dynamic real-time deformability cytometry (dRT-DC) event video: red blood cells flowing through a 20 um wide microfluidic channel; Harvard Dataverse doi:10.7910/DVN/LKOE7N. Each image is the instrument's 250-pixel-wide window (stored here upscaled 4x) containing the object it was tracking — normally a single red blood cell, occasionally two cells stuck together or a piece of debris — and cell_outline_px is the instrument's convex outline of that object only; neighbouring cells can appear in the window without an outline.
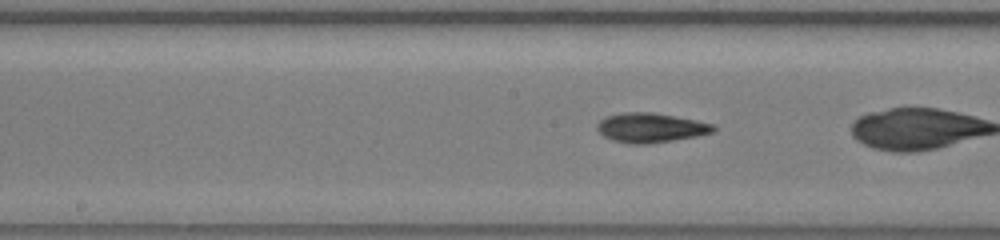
{"species": "common noctule bat (a hibernating species)", "species_latin": "Nyctalus noctula", "temperature_condition": "warm", "stored_images_in_passage": 29, "camera_frame_rate_fps": 3000, "um_per_image_px": 0.085, "animal": {"sex": "female", "body_mass_g": 19.5, "forearm_length_mm": 54.1}, "frame": {"image": 1, "passage_image": 13, "time_ms": 4.0, "image_size_px": [1000, 240], "cell_outline_px": [[716, 128], [712, 132], [696, 136], [648, 144], [628, 144], [612, 140], [604, 136], [596, 128], [596, 124], [600, 120], [608, 116], [624, 112], [652, 112], [696, 120], [712, 124]], "centroid_in_image_um": [55.27, 10.86], "position_along_channel_um": 192.9, "area_um2": 19.83}}